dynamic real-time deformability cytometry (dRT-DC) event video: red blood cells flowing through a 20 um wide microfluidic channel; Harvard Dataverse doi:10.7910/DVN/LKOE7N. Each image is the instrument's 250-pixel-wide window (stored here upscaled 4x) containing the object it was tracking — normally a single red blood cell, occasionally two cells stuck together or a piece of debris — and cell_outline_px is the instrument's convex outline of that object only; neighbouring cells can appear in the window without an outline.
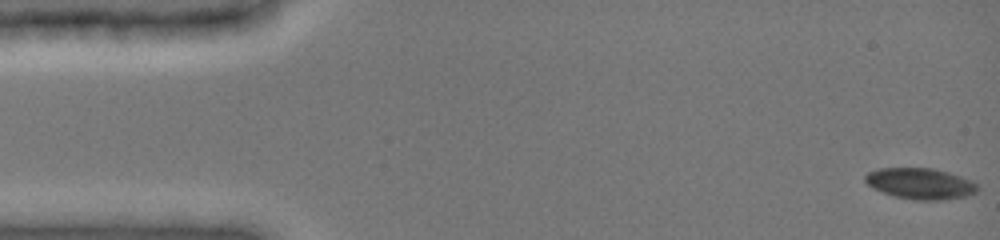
{"species": "common noctule bat (a hibernating species)", "species_latin": "Nyctalus noctula", "temperature_condition": "cold", "stored_images_in_passage": 49, "camera_frame_rate_fps": 3000, "um_per_image_px": 0.085, "animal": {"sex": "female", "body_mass_g": 19.0, "forearm_length_mm": 51.5}, "frame": {"image": 1, "passage_image": 1, "time_ms": 0.0, "image_size_px": [1000, 240], "cell_outline_px": [[976, 192], [964, 196], [940, 200], [920, 200], [896, 196], [884, 192], [868, 184], [864, 180], [864, 176], [868, 172], [880, 168], [928, 168], [944, 172], [968, 180], [976, 184]], "centroid_in_image_um": [78.16, 15.6], "position_along_channel_um": 6.8, "area_um2": 19.48}}
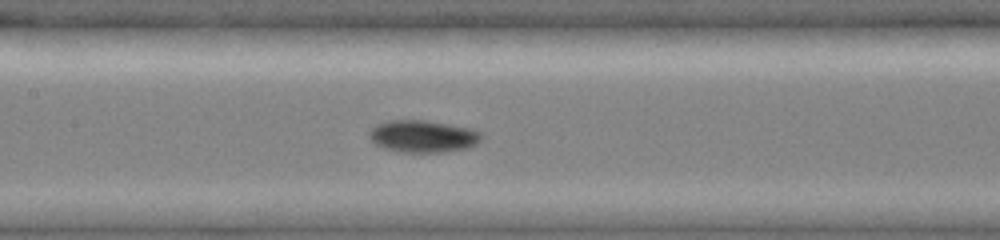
{"frame": {"image": 2, "passage_image": 23, "time_ms": 7.333, "image_size_px": [1000, 240], "cell_outline_px": [[484, 136], [476, 144], [468, 148], [444, 152], [400, 152], [384, 148], [376, 144], [368, 136], [368, 132], [376, 124], [388, 120], [424, 120], [472, 128], [484, 132]], "centroid_in_image_um": [35.98, 11.58], "position_along_channel_um": 171.4, "area_um2": 21.27}}
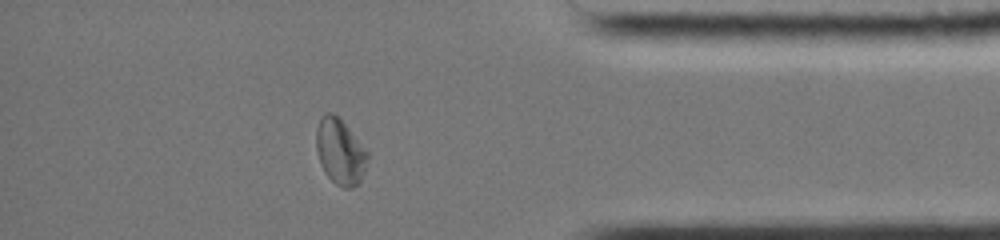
{"frame": {"image": 3, "passage_image": 42, "time_ms": 13.667, "image_size_px": [1000, 240], "cell_outline_px": [[368, 160], [360, 180], [352, 188], [344, 188], [336, 184], [324, 172], [320, 164], [316, 148], [316, 128], [320, 116], [324, 112], [332, 112], [344, 124], [368, 152]], "centroid_in_image_um": [28.87, 12.88], "position_along_channel_um": 406.3, "area_um2": 19.42}, "authors_computed_cell_mechanics": {"area_um2": 19.5942, "velocity_mm_per_s": 3.9302, "shape_relaxation_time_tau1_ms": null, "shape_relaxation_time_tau2_ms": 4.8352, "deformation_change_tau1": null, "deformation_change_tau2": 0.0802}}